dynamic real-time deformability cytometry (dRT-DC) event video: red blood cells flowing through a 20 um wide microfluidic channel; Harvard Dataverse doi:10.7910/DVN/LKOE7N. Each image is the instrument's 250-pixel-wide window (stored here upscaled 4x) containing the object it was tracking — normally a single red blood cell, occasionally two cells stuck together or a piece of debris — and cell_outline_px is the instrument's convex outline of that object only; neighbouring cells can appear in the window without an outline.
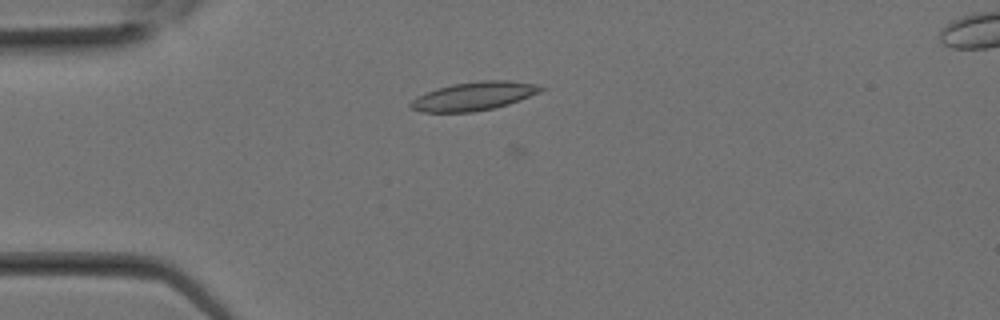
{"species": "Egyptian fruit bat (a non-hibernating species)", "species_latin": "Rousettus aegyptiacus", "temperature_condition": "room temperature", "stored_images_in_passage": 15, "camera_frame_rate_fps": 3000, "um_per_image_px": 0.085, "animal": {"sex": "female"}, "frame": {"image": 1, "passage_image": 9, "time_ms": 2.667, "image_size_px": [1000, 320], "cell_outline_px": [[548, 88], [540, 92], [520, 100], [508, 104], [492, 108], [472, 112], [420, 112], [408, 108], [408, 104], [416, 96], [436, 88], [452, 84], [480, 80], [508, 80], [536, 84]], "centroid_in_image_um": [40.25, 8.17], "position_along_channel_um": 44.8, "area_um2": 21.85}}
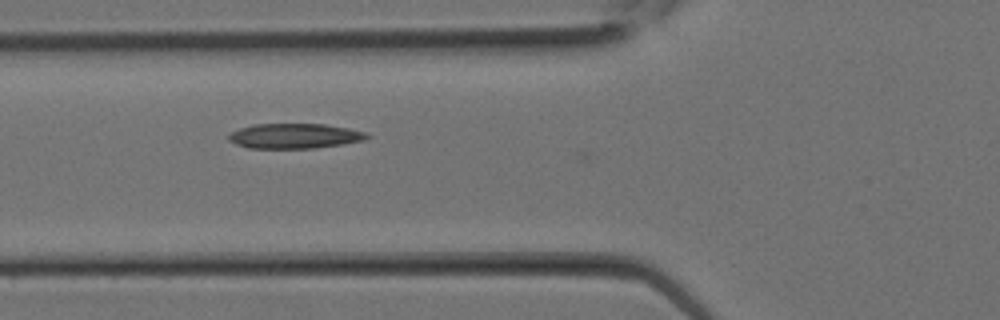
{"frame": {"image": 2, "passage_image": 12, "time_ms": 3.667, "image_size_px": [1000, 320], "cell_outline_px": [[372, 136], [364, 140], [316, 148], [248, 148], [236, 144], [228, 140], [228, 136], [232, 132], [240, 128], [252, 124], [324, 124], [348, 128], [364, 132]], "centroid_in_image_um": [25.02, 11.56], "position_along_channel_um": 100.8, "area_um2": 20.06}}
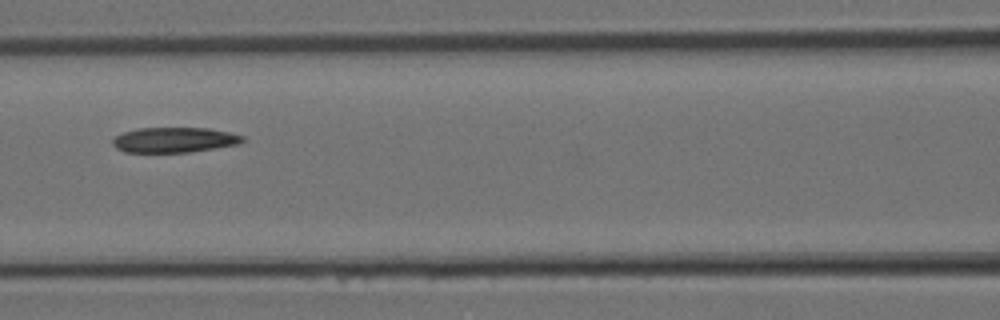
{"frame": {"image": 3, "passage_image": 14, "time_ms": 4.333, "image_size_px": [1000, 320], "cell_outline_px": [[244, 140], [240, 144], [188, 152], [124, 152], [116, 148], [112, 144], [112, 140], [116, 136], [124, 132], [136, 128], [208, 128], [228, 132], [244, 136]], "centroid_in_image_um": [14.8, 11.89], "position_along_channel_um": 151.8, "area_um2": 19.02}}